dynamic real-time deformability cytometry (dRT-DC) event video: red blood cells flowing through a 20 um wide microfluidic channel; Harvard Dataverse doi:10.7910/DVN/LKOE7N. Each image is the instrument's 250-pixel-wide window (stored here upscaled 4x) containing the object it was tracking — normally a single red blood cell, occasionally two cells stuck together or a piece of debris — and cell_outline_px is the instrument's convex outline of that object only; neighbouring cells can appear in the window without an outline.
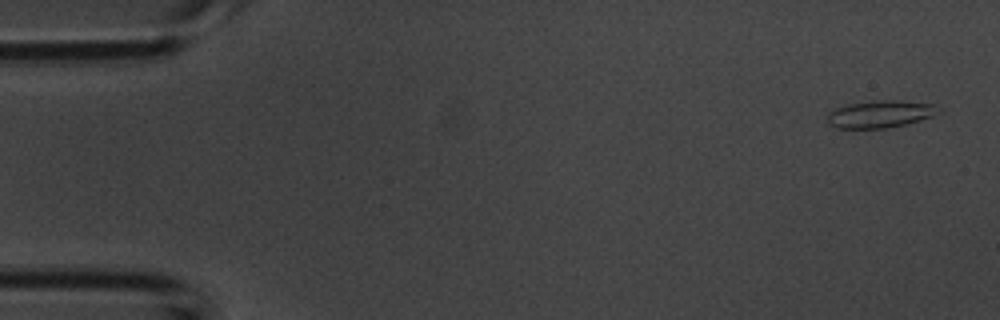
{"species": "common noctule bat (a hibernating species)", "species_latin": "Nyctalus noctula", "temperature_condition": "room temperature", "stored_images_in_passage": 53, "camera_frame_rate_fps": 3000, "um_per_image_px": 0.085, "animal": {"sex": "male", "body_mass_g": 20.1, "forearm_length_mm": 53.5}, "frame": {"image": 1, "passage_image": 2, "time_ms": 0.333, "image_size_px": [1000, 320], "cell_outline_px": [[940, 112], [932, 116], [908, 124], [888, 128], [836, 128], [828, 124], [828, 112], [836, 108], [848, 104], [872, 100], [900, 100], [936, 104]], "centroid_in_image_um": [74.83, 9.69], "position_along_channel_um": 10.2, "area_um2": 17.86}}
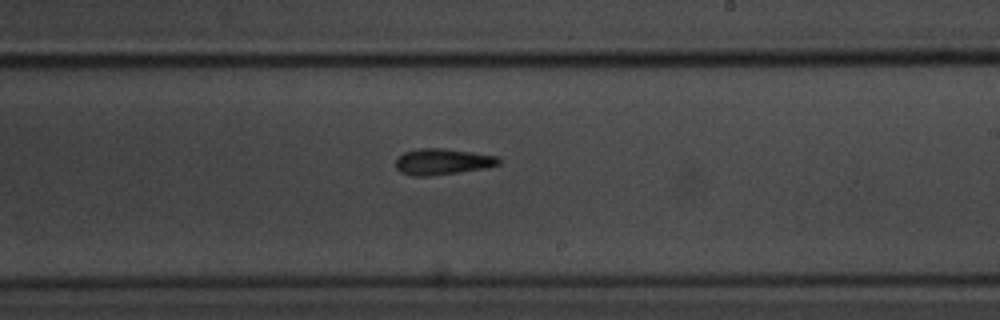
{"frame": {"image": 2, "passage_image": 31, "time_ms": 10.0, "image_size_px": [1000, 320], "cell_outline_px": [[500, 164], [484, 168], [428, 176], [412, 176], [400, 172], [396, 168], [396, 160], [404, 152], [420, 148], [440, 148], [472, 152], [500, 156]], "centroid_in_image_um": [37.61, 13.74], "position_along_channel_um": 251.4, "area_um2": 15.55}}
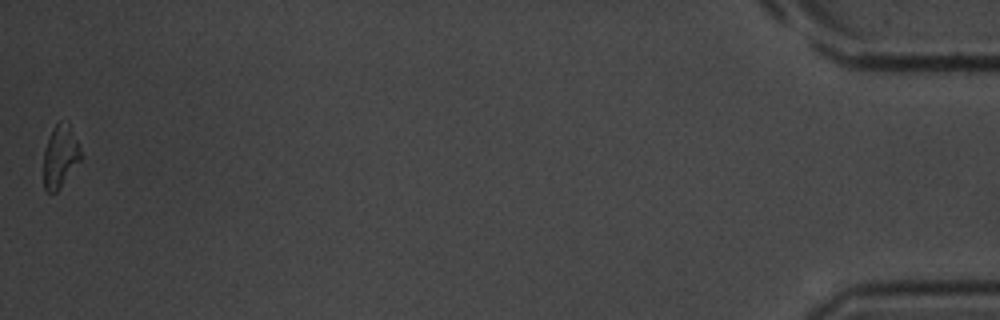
{"frame": {"image": 3, "passage_image": 53, "time_ms": 17.333, "image_size_px": [1000, 320], "cell_outline_px": [[80, 160], [60, 188], [56, 192], [48, 192], [44, 188], [44, 148], [52, 128], [56, 124], [68, 120], [80, 148]], "centroid_in_image_um": [5.1, 13.27], "position_along_channel_um": 430.1, "area_um2": 13.41}, "authors_computed_cell_mechanics": {"area_um2": 15.317, "velocity_mm_per_s": 3.7545, "shape_relaxation_time_tau1_ms": 6.3731, "shape_relaxation_time_tau2_ms": 3.8741, "deformation_change_tau1": 0.1675, "deformation_change_tau2": 0.1215}}